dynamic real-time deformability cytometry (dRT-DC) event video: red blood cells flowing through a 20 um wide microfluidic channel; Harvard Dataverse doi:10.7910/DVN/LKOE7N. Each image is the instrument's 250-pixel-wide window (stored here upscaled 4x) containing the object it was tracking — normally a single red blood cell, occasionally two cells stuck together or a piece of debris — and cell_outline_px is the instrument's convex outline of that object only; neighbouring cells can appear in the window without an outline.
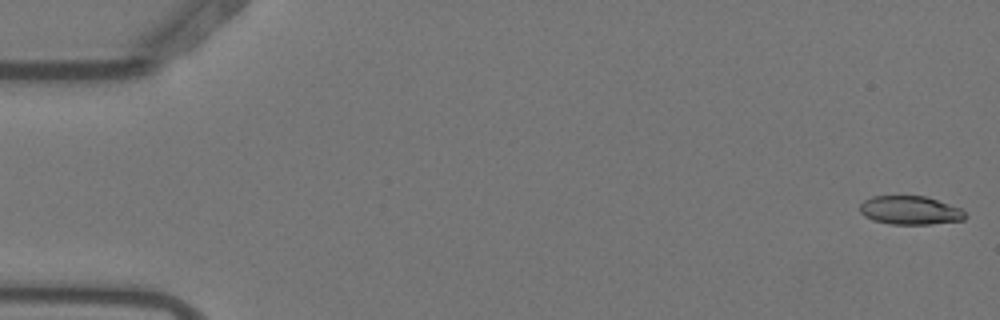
{"species": "Egyptian fruit bat (a non-hibernating species)", "species_latin": "Rousettus aegyptiacus", "temperature_condition": "warm", "stored_images_in_passage": 3, "camera_frame_rate_fps": 3000, "um_per_image_px": 0.085, "animal": {"sex": "female"}, "frame": {"image": 1, "passage_image": 3, "time_ms": 0.667, "image_size_px": [1000, 320], "cell_outline_px": [[968, 216], [964, 220], [928, 224], [892, 224], [872, 220], [864, 216], [860, 212], [860, 204], [864, 200], [872, 196], [924, 196], [960, 208]], "centroid_in_image_um": [77.34, 17.88], "position_along_channel_um": 7.7, "area_um2": 17.46}}